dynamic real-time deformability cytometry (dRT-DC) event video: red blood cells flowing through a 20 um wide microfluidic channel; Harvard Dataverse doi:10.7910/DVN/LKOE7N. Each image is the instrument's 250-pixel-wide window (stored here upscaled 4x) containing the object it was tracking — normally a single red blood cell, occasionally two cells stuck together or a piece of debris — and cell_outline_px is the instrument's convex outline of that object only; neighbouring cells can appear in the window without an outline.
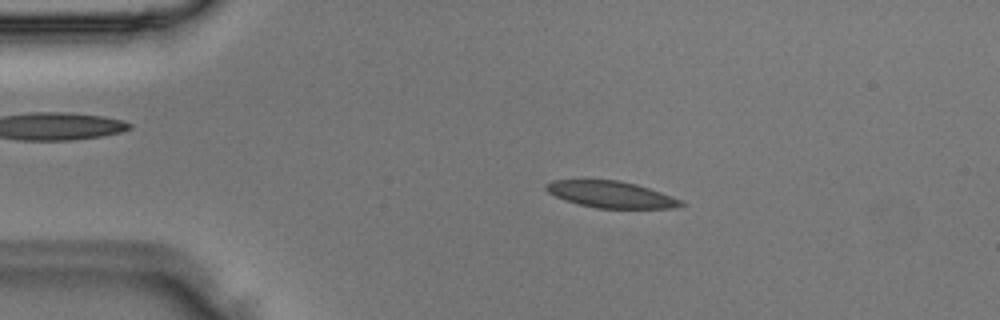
{"species": "Egyptian fruit bat (a non-hibernating species)", "species_latin": "Rousettus aegyptiacus", "temperature_condition": "room temperature", "stored_images_in_passage": 3, "camera_frame_rate_fps": 3000, "um_per_image_px": 0.085, "animal": {"sex": "male"}, "frame": {"image": 1, "passage_image": 2, "time_ms": 0.333, "image_size_px": [1000, 320], "cell_outline_px": [[684, 204], [672, 208], [596, 208], [564, 200], [548, 192], [544, 188], [544, 184], [552, 180], [620, 180], [636, 184], [660, 192], [680, 200]], "centroid_in_image_um": [51.87, 16.52], "position_along_channel_um": 33.1, "area_um2": 20.63}}